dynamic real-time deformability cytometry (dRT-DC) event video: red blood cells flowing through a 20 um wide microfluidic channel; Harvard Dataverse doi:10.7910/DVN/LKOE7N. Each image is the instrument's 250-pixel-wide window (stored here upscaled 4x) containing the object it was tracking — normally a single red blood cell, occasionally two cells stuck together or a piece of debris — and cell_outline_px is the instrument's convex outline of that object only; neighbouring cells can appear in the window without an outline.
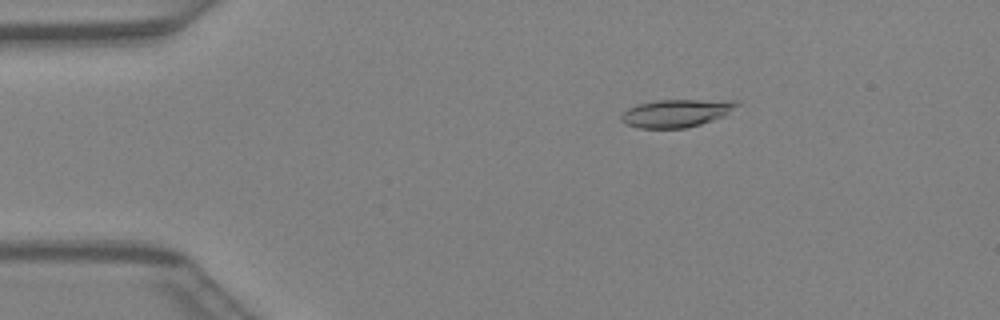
{"species": "Egyptian fruit bat (a non-hibernating species)", "species_latin": "Rousettus aegyptiacus", "temperature_condition": "warm", "stored_images_in_passage": 35, "camera_frame_rate_fps": 3000, "um_per_image_px": 0.085, "animal": {"sex": "female"}, "frame": {"image": 1, "passage_image": 1, "time_ms": 0.0, "image_size_px": [1000, 320], "cell_outline_px": [[740, 104], [724, 116], [700, 124], [684, 128], [636, 128], [620, 120], [620, 116], [628, 108], [636, 104], [656, 100], [732, 100]], "centroid_in_image_um": [57.46, 9.61], "position_along_channel_um": 27.5, "area_um2": 18.67}}
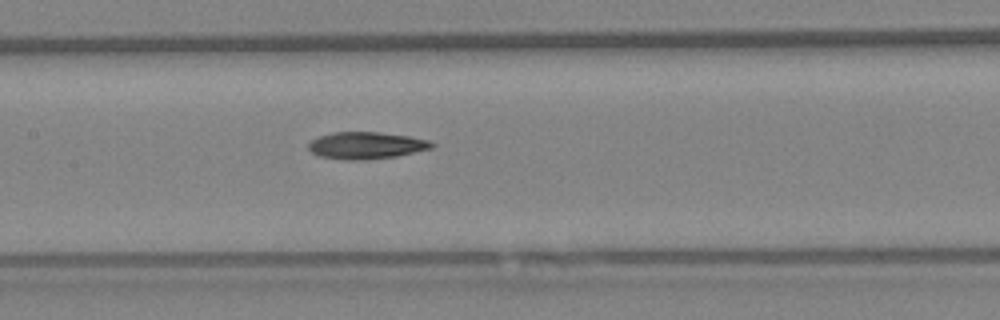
{"frame": {"image": 2, "passage_image": 14, "time_ms": 4.333, "image_size_px": [1000, 320], "cell_outline_px": [[436, 144], [432, 148], [396, 156], [364, 160], [348, 160], [320, 156], [312, 152], [308, 148], [308, 144], [312, 140], [320, 136], [332, 132], [380, 132], [408, 136], [428, 140]], "centroid_in_image_um": [31.13, 12.36], "position_along_channel_um": 176.3, "area_um2": 19.25}}
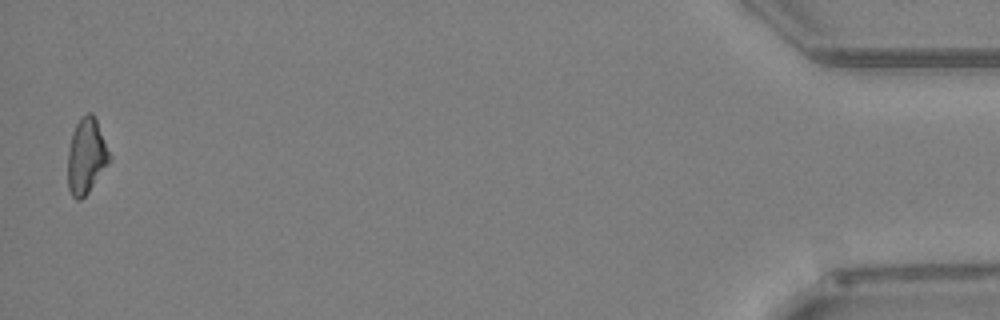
{"frame": {"image": 3, "passage_image": 35, "time_ms": 11.333, "image_size_px": [1000, 320], "cell_outline_px": [[112, 160], [88, 192], [80, 200], [76, 200], [72, 196], [68, 188], [68, 152], [72, 132], [80, 116], [88, 112], [92, 112], [96, 116], [112, 156]], "centroid_in_image_um": [7.37, 13.22], "position_along_channel_um": 427.8, "area_um2": 18.79}}